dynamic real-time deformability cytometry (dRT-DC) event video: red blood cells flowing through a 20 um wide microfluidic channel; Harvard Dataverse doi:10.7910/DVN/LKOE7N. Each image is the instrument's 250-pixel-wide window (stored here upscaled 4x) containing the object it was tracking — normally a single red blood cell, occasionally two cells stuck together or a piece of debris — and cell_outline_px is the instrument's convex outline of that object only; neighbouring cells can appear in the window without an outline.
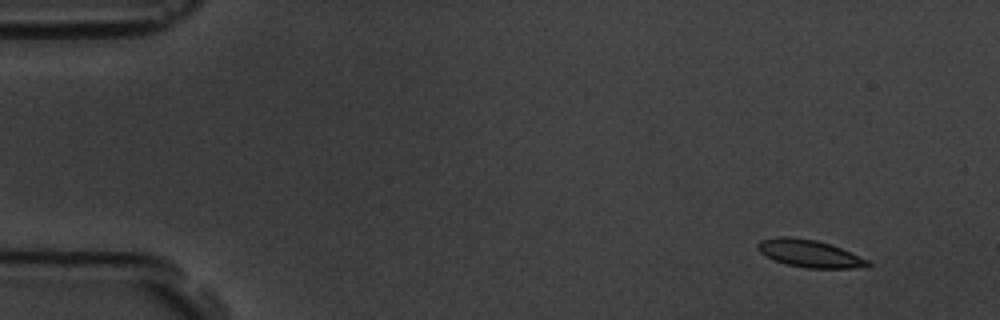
{"species": "common noctule bat (a hibernating species)", "species_latin": "Nyctalus noctula", "temperature_condition": "room temperature", "stored_images_in_passage": 8, "camera_frame_rate_fps": 3000, "um_per_image_px": 0.085, "animal": {"sex": "male", "body_mass_g": 19.5, "forearm_length_mm": 54.6}, "frame": {"image": 1, "passage_image": 1, "time_ms": 0.0, "image_size_px": [1000, 320], "cell_outline_px": [[872, 264], [868, 268], [808, 268], [788, 264], [776, 260], [760, 252], [756, 248], [756, 244], [760, 240], [776, 236], [792, 236], [816, 240], [832, 244], [868, 260]], "centroid_in_image_um": [68.83, 21.53], "position_along_channel_um": 16.2, "area_um2": 17.69}}
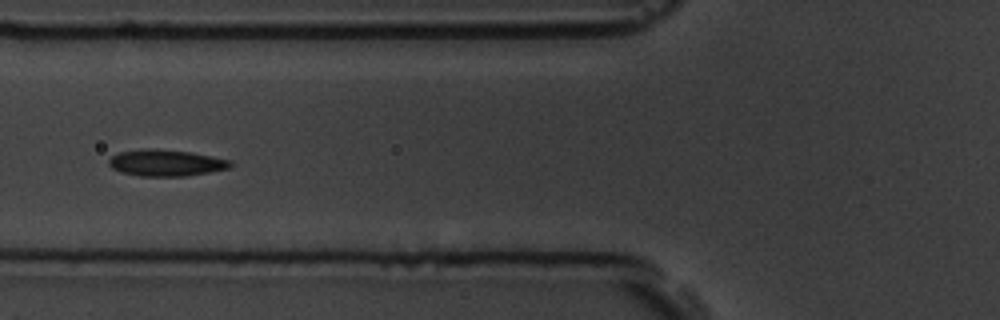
{"frame": {"image": 2, "passage_image": 6, "time_ms": 5.667, "image_size_px": [1000, 320], "cell_outline_px": [[232, 164], [228, 168], [188, 176], [140, 176], [120, 172], [112, 168], [108, 164], [108, 160], [112, 156], [120, 152], [144, 148], [156, 148], [192, 152], [212, 156], [228, 160]], "centroid_in_image_um": [14.06, 13.83], "position_along_channel_um": 111.7, "area_um2": 18.79}}
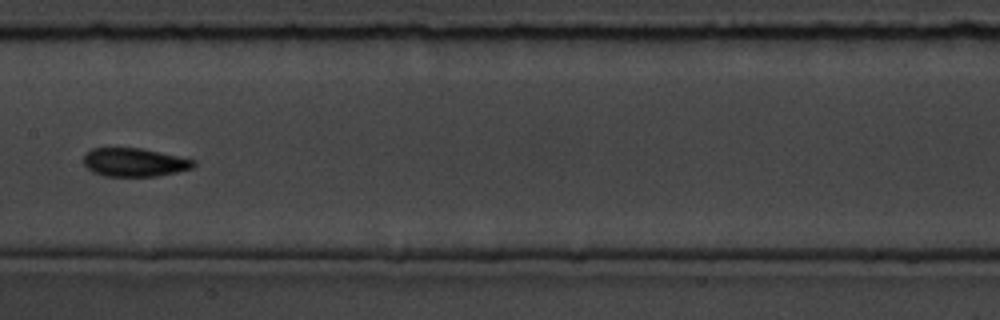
{"frame": {"image": 3, "passage_image": 8, "time_ms": 8.0, "image_size_px": [1000, 320], "cell_outline_px": [[196, 164], [192, 168], [176, 172], [156, 176], [104, 176], [92, 172], [84, 164], [84, 156], [92, 148], [140, 148], [196, 160]], "centroid_in_image_um": [11.42, 13.8], "position_along_channel_um": 196.0, "area_um2": 18.09}}